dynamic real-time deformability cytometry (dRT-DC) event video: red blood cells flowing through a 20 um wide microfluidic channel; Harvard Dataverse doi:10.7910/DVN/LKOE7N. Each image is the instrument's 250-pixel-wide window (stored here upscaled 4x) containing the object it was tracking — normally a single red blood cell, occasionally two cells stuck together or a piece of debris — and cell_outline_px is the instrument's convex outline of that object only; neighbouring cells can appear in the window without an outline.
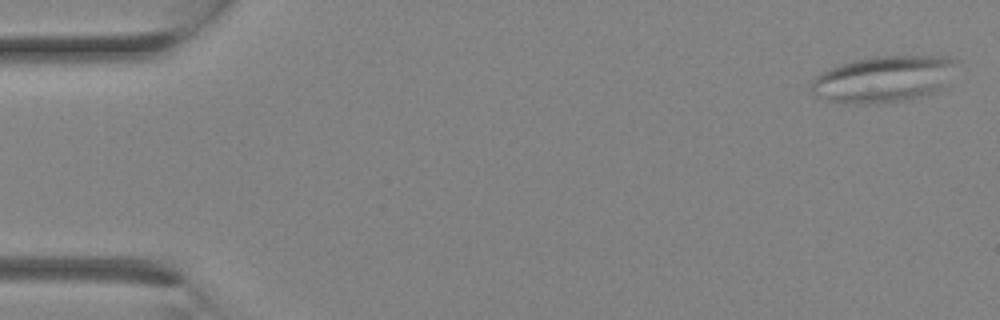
{"species": "Egyptian fruit bat (a non-hibernating species)", "species_latin": "Rousettus aegyptiacus", "temperature_condition": "room temperature", "stored_images_in_passage": 7, "camera_frame_rate_fps": 3000, "um_per_image_px": 0.085, "animal": {"sex": "female"}, "frame": {"image": 1, "passage_image": 1, "time_ms": 0.0, "image_size_px": [1000, 320], "cell_outline_px": [[956, 60], [940, 88], [936, 92], [908, 100], [872, 104], [856, 104], [828, 100], [816, 96], [808, 88], [808, 84], [820, 72], [828, 68], [852, 60], [876, 56], [948, 56]], "centroid_in_image_um": [74.98, 6.73], "position_along_channel_um": 10.0, "area_um2": 39.13}}